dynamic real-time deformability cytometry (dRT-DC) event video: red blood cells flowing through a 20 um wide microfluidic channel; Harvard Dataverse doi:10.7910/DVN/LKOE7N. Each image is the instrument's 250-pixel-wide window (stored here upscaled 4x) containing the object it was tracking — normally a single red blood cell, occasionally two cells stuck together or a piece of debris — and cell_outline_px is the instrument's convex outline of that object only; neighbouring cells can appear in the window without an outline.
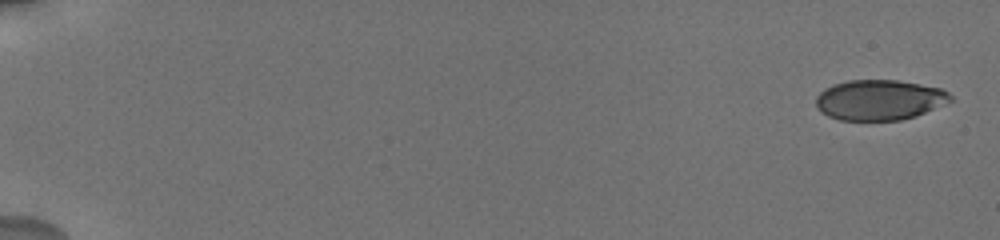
{"species": "human", "species_latin": "Homo sapiens", "temperature_condition": "cold", "stored_images_in_passage": 18, "camera_frame_rate_fps": 3000, "um_per_image_px": 0.085, "donor": {"sex": "male"}, "frame": {"image": 1, "passage_image": 1, "time_ms": 0.0, "image_size_px": [1000, 240], "cell_outline_px": [[952, 100], [916, 116], [900, 120], [840, 120], [828, 116], [820, 112], [816, 108], [816, 96], [824, 88], [832, 84], [848, 80], [900, 80], [940, 88], [948, 92], [952, 96]], "centroid_in_image_um": [74.71, 8.49], "position_along_channel_um": 10.3, "area_um2": 31.73}}
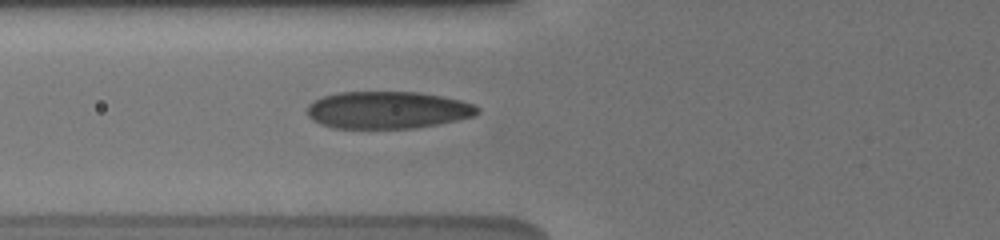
{"frame": {"image": 2, "passage_image": 11, "time_ms": 7.333, "image_size_px": [1000, 240], "cell_outline_px": [[480, 112], [476, 116], [416, 128], [336, 128], [320, 124], [312, 120], [308, 116], [308, 104], [324, 96], [336, 92], [420, 92], [460, 100], [476, 104], [480, 108]], "centroid_in_image_um": [32.98, 9.35], "position_along_channel_um": 92.8, "area_um2": 37.05}}
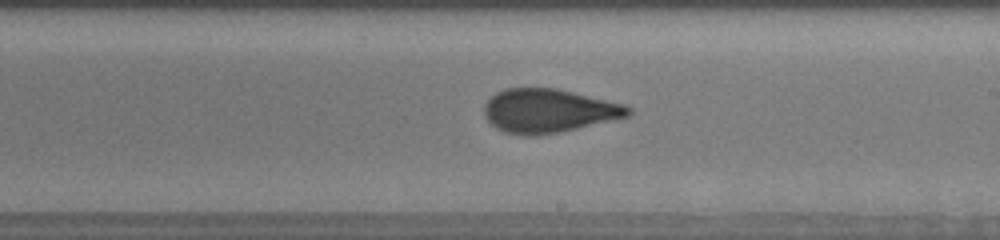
{"frame": {"image": 3, "passage_image": 18, "time_ms": 11.333, "image_size_px": [1000, 240], "cell_outline_px": [[632, 112], [628, 116], [576, 128], [536, 136], [520, 136], [504, 132], [496, 128], [484, 116], [484, 104], [496, 92], [504, 88], [556, 88], [624, 104], [632, 108]], "centroid_in_image_um": [46.58, 9.41], "position_along_channel_um": 242.4, "area_um2": 36.53}}